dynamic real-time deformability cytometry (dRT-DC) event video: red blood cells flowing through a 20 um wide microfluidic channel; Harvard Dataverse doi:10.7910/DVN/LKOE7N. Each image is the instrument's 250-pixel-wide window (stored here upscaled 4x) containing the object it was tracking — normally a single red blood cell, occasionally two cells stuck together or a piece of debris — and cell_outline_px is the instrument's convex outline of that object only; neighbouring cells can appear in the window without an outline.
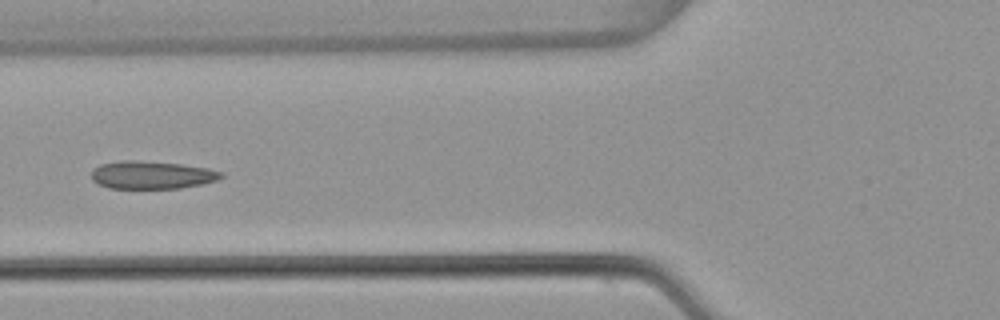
{"species": "common noctule bat (a hibernating species)", "species_latin": "Nyctalus noctula", "temperature_condition": "warm", "stored_images_in_passage": 6, "camera_frame_rate_fps": 3000, "um_per_image_px": 0.085, "animal": {"sex": "female", "body_mass_g": 22.7, "forearm_length_mm": 54.2}, "frame": {"image": 1, "passage_image": 6, "time_ms": 1.667, "image_size_px": [1000, 320], "cell_outline_px": [[224, 176], [216, 180], [200, 184], [180, 188], [108, 188], [92, 180], [92, 172], [100, 164], [120, 160], [136, 160], [180, 164], [208, 168], [224, 172]], "centroid_in_image_um": [12.91, 14.86], "position_along_channel_um": 112.9, "area_um2": 20.92}}